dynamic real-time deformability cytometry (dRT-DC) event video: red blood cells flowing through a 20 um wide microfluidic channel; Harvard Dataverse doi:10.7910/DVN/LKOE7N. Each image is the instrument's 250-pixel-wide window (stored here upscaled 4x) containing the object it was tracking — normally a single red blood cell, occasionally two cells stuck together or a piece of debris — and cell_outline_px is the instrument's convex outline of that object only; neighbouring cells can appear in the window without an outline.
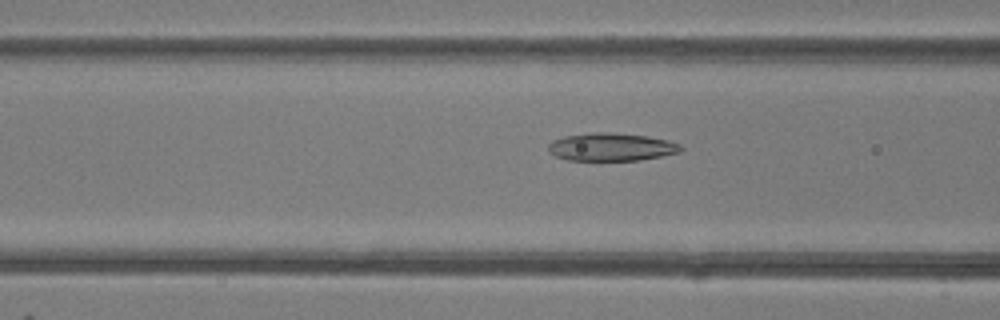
{"species": "common noctule bat (a hibernating species)", "species_latin": "Nyctalus noctula", "temperature_condition": "room temperature", "stored_images_in_passage": 49, "camera_frame_rate_fps": 3000, "um_per_image_px": 0.085, "animal": {"sex": "female"}, "frame": {"image": 1, "passage_image": 19, "time_ms": 6.0, "image_size_px": [1000, 320], "cell_outline_px": [[684, 148], [680, 152], [640, 160], [568, 160], [556, 156], [548, 152], [548, 144], [552, 140], [564, 136], [592, 132], [612, 132], [648, 136], [668, 140], [680, 144]], "centroid_in_image_um": [51.95, 12.48], "position_along_channel_um": 114.6, "area_um2": 21.68}}
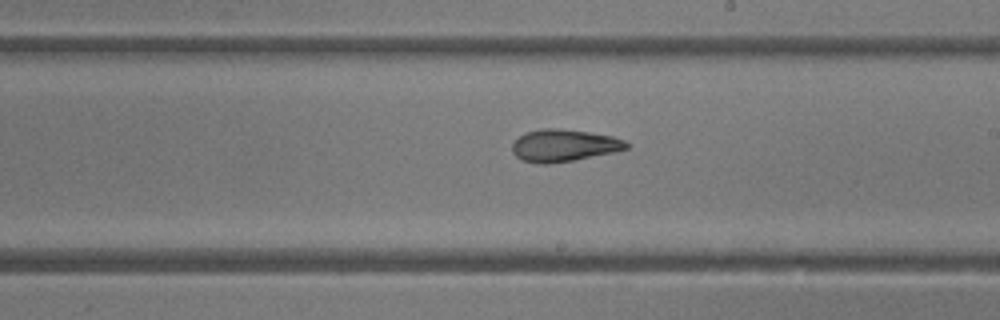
{"frame": {"image": 2, "passage_image": 28, "time_ms": 9.0, "image_size_px": [1000, 320], "cell_outline_px": [[628, 148], [616, 152], [576, 160], [548, 164], [540, 164], [520, 160], [512, 152], [512, 144], [520, 136], [528, 132], [540, 128], [560, 128], [588, 132], [612, 136], [624, 140], [628, 144]], "centroid_in_image_um": [47.93, 12.38], "position_along_channel_um": 241.1, "area_um2": 21.56}}
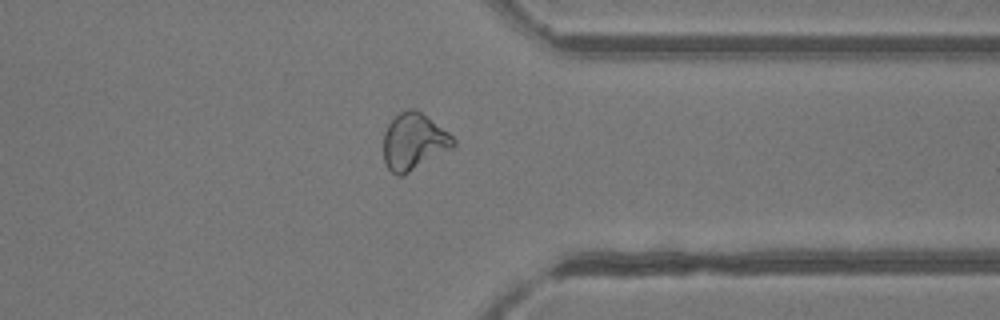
{"frame": {"image": 3, "passage_image": 38, "time_ms": 12.333, "image_size_px": [1000, 320], "cell_outline_px": [[456, 144], [452, 148], [408, 172], [400, 176], [396, 176], [384, 164], [384, 132], [388, 124], [400, 112], [408, 108], [416, 108], [448, 132], [456, 140]], "centroid_in_image_um": [35.16, 12.02], "position_along_channel_um": 376.2, "area_um2": 22.83}, "authors_computed_cell_mechanics": {"area_um2": 23.2356, "velocity_mm_per_s": 4.2056, "shape_relaxation_time_tau1_ms": null, "shape_relaxation_time_tau2_ms": 2.0307, "deformation_change_tau1": null, "deformation_change_tau2": 0.0774}}